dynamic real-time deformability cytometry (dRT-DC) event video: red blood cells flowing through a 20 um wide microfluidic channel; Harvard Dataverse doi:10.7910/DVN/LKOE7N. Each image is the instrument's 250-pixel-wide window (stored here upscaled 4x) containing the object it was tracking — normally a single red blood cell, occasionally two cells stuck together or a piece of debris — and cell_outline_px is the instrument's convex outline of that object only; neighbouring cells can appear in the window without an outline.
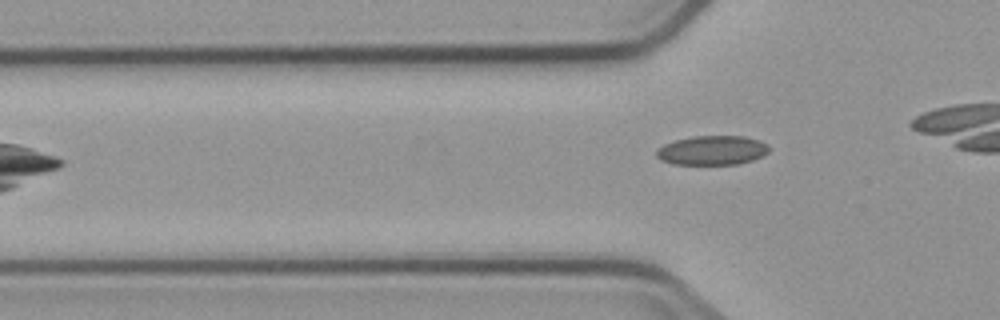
{"species": "common noctule bat (a hibernating species)", "species_latin": "Nyctalus noctula", "temperature_condition": "cold", "stored_images_in_passage": 5, "camera_frame_rate_fps": 3000, "um_per_image_px": 0.085, "animal": {"sex": "male", "body_mass_g": 23.1, "forearm_length_mm": 52.7}, "frame": {"image": 1, "passage_image": 5, "time_ms": 5.667, "image_size_px": [1000, 320], "cell_outline_px": [[772, 148], [764, 156], [740, 164], [672, 164], [660, 160], [656, 156], [656, 148], [664, 144], [676, 140], [692, 136], [744, 136], [760, 140], [768, 144]], "centroid_in_image_um": [60.56, 12.77], "position_along_channel_um": 65.2, "area_um2": 19.54}}